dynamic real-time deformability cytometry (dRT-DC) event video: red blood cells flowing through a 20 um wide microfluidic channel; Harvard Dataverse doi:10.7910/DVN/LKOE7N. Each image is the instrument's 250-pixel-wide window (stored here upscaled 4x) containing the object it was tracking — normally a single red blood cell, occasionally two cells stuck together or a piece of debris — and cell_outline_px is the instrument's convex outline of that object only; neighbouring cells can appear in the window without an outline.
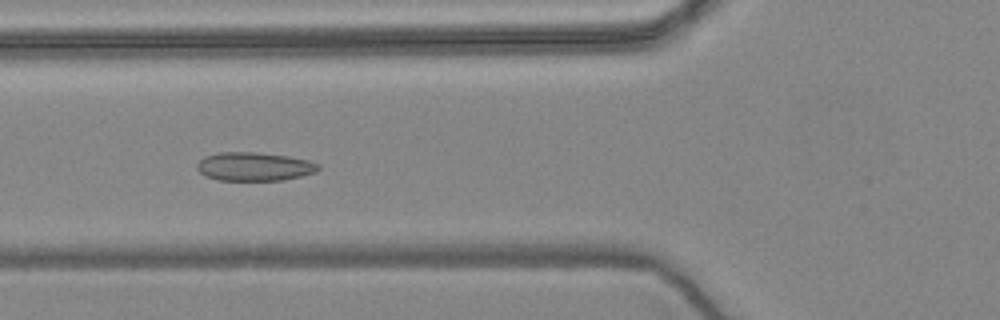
{"species": "common noctule bat (a hibernating species)", "species_latin": "Nyctalus noctula", "temperature_condition": "warm", "stored_images_in_passage": 58, "camera_frame_rate_fps": 3000, "um_per_image_px": 0.085, "animal": {"sex": "female", "body_mass_g": 24.6, "forearm_length_mm": 56.2}, "frame": {"image": 1, "passage_image": 22, "time_ms": 7.0, "image_size_px": [1000, 320], "cell_outline_px": [[320, 168], [316, 172], [284, 180], [220, 180], [204, 176], [196, 168], [196, 164], [204, 156], [220, 152], [256, 152], [288, 156], [308, 160], [320, 164]], "centroid_in_image_um": [21.6, 14.15], "position_along_channel_um": 104.2, "area_um2": 20.29}}
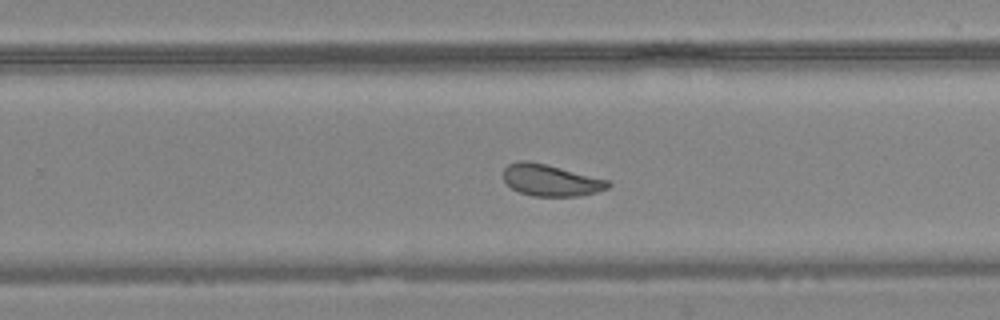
{"frame": {"image": 2, "passage_image": 37, "time_ms": 12.0, "image_size_px": [1000, 320], "cell_outline_px": [[612, 184], [608, 188], [596, 192], [580, 196], [532, 196], [520, 192], [512, 188], [504, 180], [504, 168], [508, 164], [516, 160], [528, 160], [608, 180]], "centroid_in_image_um": [46.79, 15.32], "position_along_channel_um": 283.0, "area_um2": 19.13}}
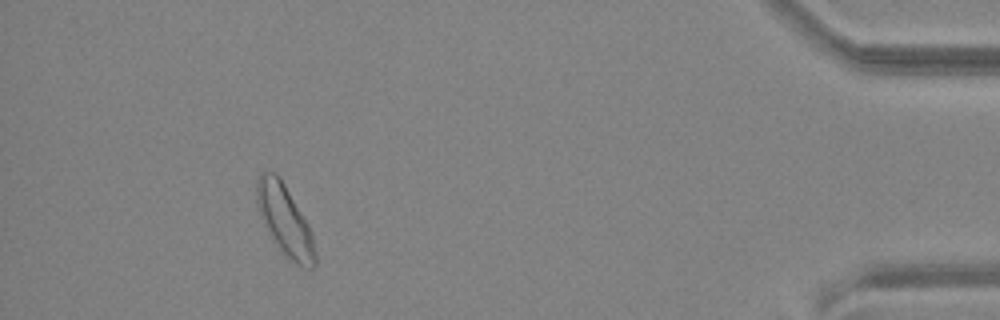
{"frame": {"image": 3, "passage_image": 53, "time_ms": 17.333, "image_size_px": [1000, 320], "cell_outline_px": [[316, 264], [312, 268], [304, 268], [296, 264], [280, 248], [264, 224], [260, 216], [256, 200], [256, 180], [260, 172], [276, 172], [280, 176], [308, 224], [312, 232], [316, 252]], "centroid_in_image_um": [24.22, 18.68], "position_along_channel_um": 411.0, "area_um2": 23.76}, "authors_computed_cell_mechanics": {"area_um2": 21.0392, "velocity_mm_per_s": 3.5762, "shape_relaxation_time_tau1_ms": 8.3536, "shape_relaxation_time_tau2_ms": 3.9486, "deformation_change_tau1": 0.1227, "deformation_change_tau2": 0.0848}}